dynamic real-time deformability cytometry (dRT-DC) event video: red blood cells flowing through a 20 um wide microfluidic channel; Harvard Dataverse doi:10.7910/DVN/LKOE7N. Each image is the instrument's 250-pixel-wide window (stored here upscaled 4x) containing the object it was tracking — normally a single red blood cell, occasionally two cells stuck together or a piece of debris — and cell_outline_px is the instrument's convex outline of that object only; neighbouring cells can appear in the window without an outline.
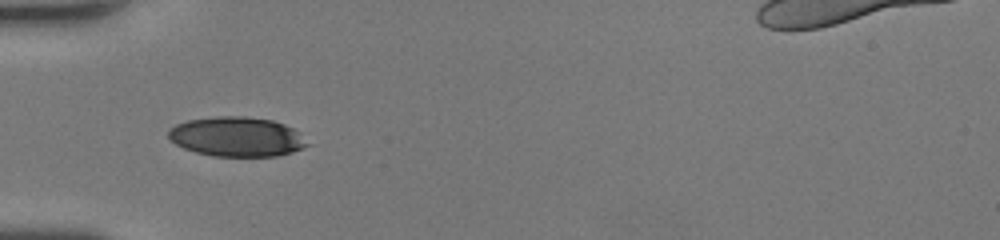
{"species": "human", "species_latin": "Homo sapiens", "temperature_condition": "room temperature", "stored_images_in_passage": 32, "camera_frame_rate_fps": 3000, "um_per_image_px": 0.085, "donor": {"sex": "female"}, "frame": {"image": 1, "passage_image": 1, "time_ms": 0.0, "image_size_px": [1000, 240], "cell_outline_px": [[312, 144], [304, 148], [280, 156], [212, 156], [196, 152], [184, 148], [176, 144], [168, 136], [168, 132], [176, 124], [188, 120], [216, 116], [244, 116], [272, 120], [284, 124], [292, 128]], "centroid_in_image_um": [20.16, 11.63], "position_along_channel_um": 64.8, "area_um2": 32.08}}
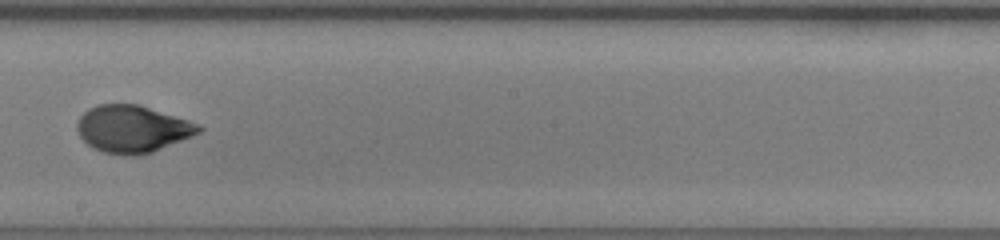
{"frame": {"image": 2, "passage_image": 13, "time_ms": 4.0, "image_size_px": [1000, 240], "cell_outline_px": [[204, 128], [200, 132], [192, 136], [152, 152], [136, 156], [128, 156], [104, 152], [92, 148], [80, 136], [76, 128], [76, 124], [80, 116], [88, 108], [100, 104], [136, 104], [188, 120], [200, 124]], "centroid_in_image_um": [11.24, 10.97], "position_along_channel_um": 237.0, "area_um2": 33.29}}
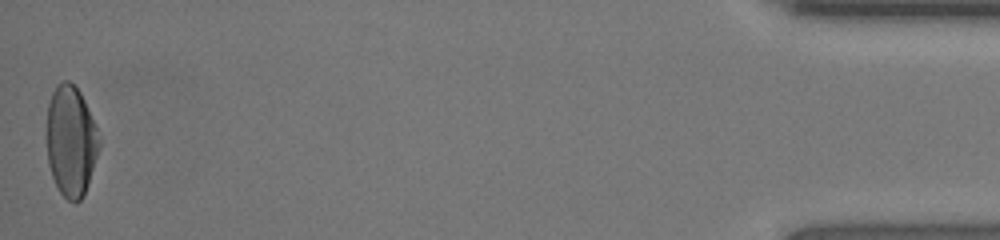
{"frame": {"image": 3, "passage_image": 32, "time_ms": 10.333, "image_size_px": [1000, 240], "cell_outline_px": [[100, 148], [84, 196], [76, 204], [72, 204], [60, 192], [52, 176], [48, 164], [44, 136], [44, 132], [48, 104], [52, 92], [56, 84], [64, 80], [68, 80], [80, 92], [84, 100], [96, 128], [100, 144]], "centroid_in_image_um": [5.98, 12.0], "position_along_channel_um": 429.2, "area_um2": 34.51}, "authors_computed_cell_mechanics": {"area_um2": 33.235, "velocity_mm_per_s": 4.4185, "shape_relaxation_time_tau1_ms": 4.6021, "shape_relaxation_time_tau2_ms": null, "deformation_change_tau1": 0.1975, "deformation_change_tau2": null}}